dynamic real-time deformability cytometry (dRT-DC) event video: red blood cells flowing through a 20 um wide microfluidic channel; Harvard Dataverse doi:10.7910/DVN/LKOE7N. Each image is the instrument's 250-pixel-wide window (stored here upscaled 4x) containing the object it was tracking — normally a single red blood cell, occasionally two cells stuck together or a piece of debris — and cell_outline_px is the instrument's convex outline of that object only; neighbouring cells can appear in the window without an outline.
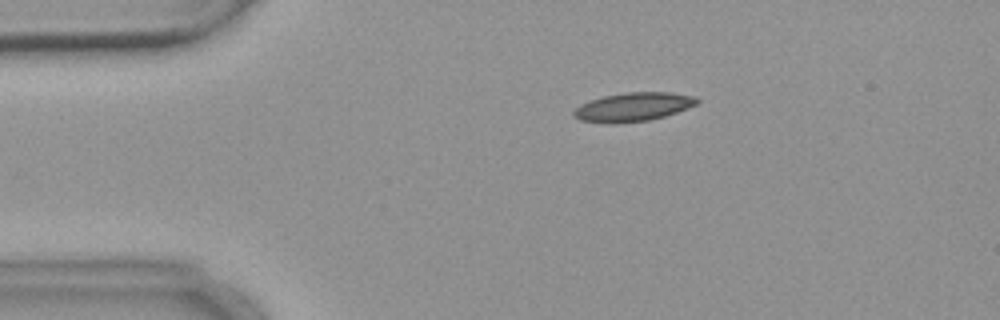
{"species": "common noctule bat (a hibernating species)", "species_latin": "Nyctalus noctula", "temperature_condition": "warm", "stored_images_in_passage": 4, "camera_frame_rate_fps": 3000, "um_per_image_px": 0.085, "animal": {"sex": "female", "body_mass_g": 18.4}, "frame": {"image": 1, "passage_image": 3, "time_ms": 3.0, "image_size_px": [1000, 320], "cell_outline_px": [[700, 100], [696, 104], [688, 108], [664, 116], [648, 120], [616, 124], [608, 124], [580, 120], [572, 116], [572, 112], [580, 104], [588, 100], [604, 96], [624, 92], [668, 92], [696, 96]], "centroid_in_image_um": [53.78, 9.09], "position_along_channel_um": 31.2, "area_um2": 20.87}}